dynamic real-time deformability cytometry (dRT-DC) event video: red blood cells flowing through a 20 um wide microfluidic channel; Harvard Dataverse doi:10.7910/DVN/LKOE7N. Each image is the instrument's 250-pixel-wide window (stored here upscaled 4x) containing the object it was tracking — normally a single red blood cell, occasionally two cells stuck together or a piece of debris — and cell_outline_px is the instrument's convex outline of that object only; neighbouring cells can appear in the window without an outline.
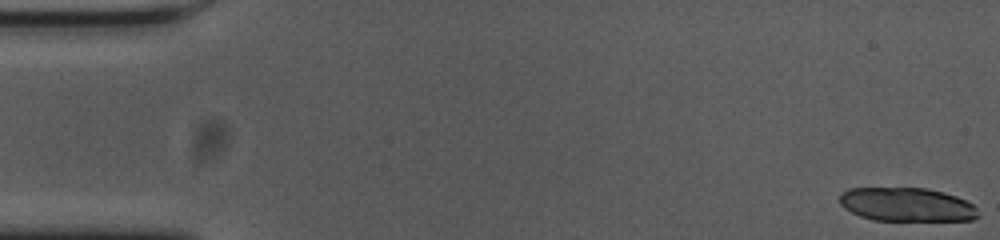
{"species": "common noctule bat (a hibernating species)", "species_latin": "Nyctalus noctula", "temperature_condition": "cold", "stored_images_in_passage": 55, "camera_frame_rate_fps": 3000, "um_per_image_px": 0.085, "animal": {"sex": "female", "body_mass_g": 23.0, "forearm_length_mm": 53.4}, "frame": {"image": 1, "passage_image": 1, "time_ms": 0.0, "image_size_px": [1000, 240], "cell_outline_px": [[980, 216], [972, 220], [872, 220], [860, 216], [844, 208], [840, 204], [840, 192], [848, 188], [928, 188], [944, 192], [956, 196], [972, 204], [976, 208]], "centroid_in_image_um": [77.06, 17.38], "position_along_channel_um": 7.9, "area_um2": 27.28}}
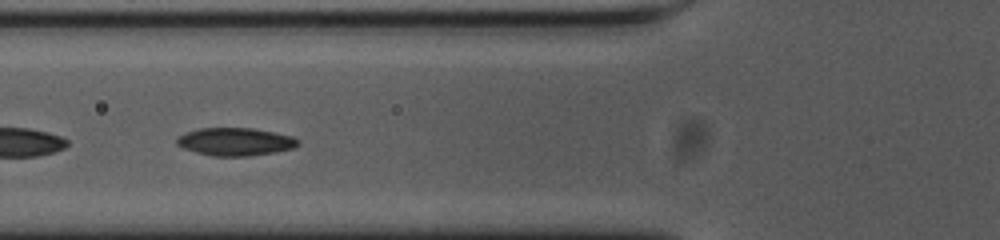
{"frame": {"image": 2, "passage_image": 21, "time_ms": 6.667, "image_size_px": [1000, 240], "cell_outline_px": [[300, 144], [296, 148], [276, 152], [252, 156], [212, 156], [196, 152], [184, 148], [176, 144], [176, 136], [200, 128], [252, 128], [292, 136], [300, 140]], "centroid_in_image_um": [20.03, 12.05], "position_along_channel_um": 105.8, "area_um2": 19.83}}
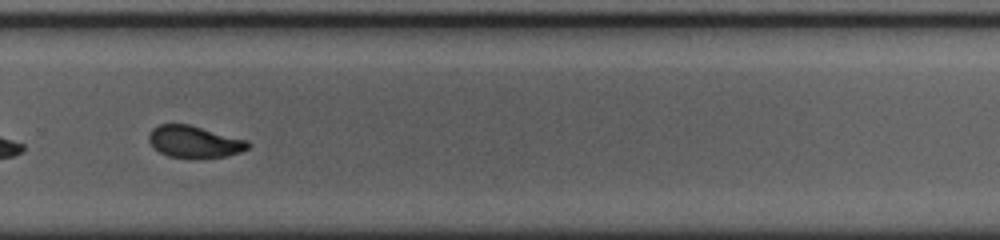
{"frame": {"image": 3, "passage_image": 38, "time_ms": 12.333, "image_size_px": [1000, 240], "cell_outline_px": [[248, 148], [240, 152], [228, 156], [168, 156], [160, 152], [148, 140], [148, 136], [152, 128], [160, 124], [188, 124], [248, 140]], "centroid_in_image_um": [16.51, 12.01], "position_along_channel_um": 313.3, "area_um2": 17.8}, "authors_computed_cell_mechanics": {"area_um2": 19.2474, "velocity_mm_per_s": 3.6655, "shape_relaxation_time_tau1_ms": 5.032, "shape_relaxation_time_tau2_ms": 2.0236, "deformation_change_tau1": 0.139, "deformation_change_tau2": 0.0633}}